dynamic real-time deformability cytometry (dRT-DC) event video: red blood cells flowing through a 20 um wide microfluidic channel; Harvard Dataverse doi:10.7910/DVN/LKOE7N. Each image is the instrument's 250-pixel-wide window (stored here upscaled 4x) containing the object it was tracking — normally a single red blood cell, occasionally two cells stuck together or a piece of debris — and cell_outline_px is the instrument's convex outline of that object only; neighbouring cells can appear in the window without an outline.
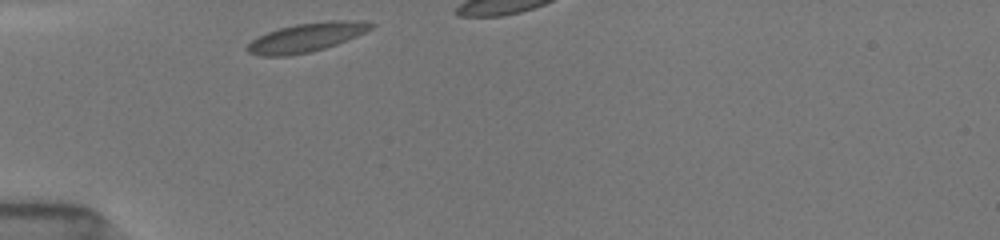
{"species": "common noctule bat (a hibernating species)", "species_latin": "Nyctalus noctula", "temperature_condition": "room temperature", "stored_images_in_passage": 9, "camera_frame_rate_fps": 3000, "um_per_image_px": 0.085, "animal": {"sex": "female", "body_mass_g": 19.5, "forearm_length_mm": 54.1}, "frame": {"image": 1, "passage_image": 1, "time_ms": 0.0, "image_size_px": [1000, 240], "cell_outline_px": [[376, 24], [372, 28], [356, 36], [336, 44], [312, 52], [288, 56], [260, 56], [248, 52], [244, 48], [252, 40], [268, 32], [280, 28], [296, 24], [328, 20], [360, 20]], "centroid_in_image_um": [26.04, 3.18], "position_along_channel_um": 59.0, "area_um2": 20.81}}
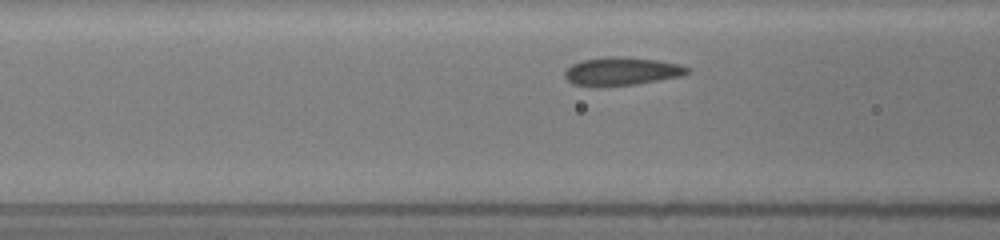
{"frame": {"image": 2, "passage_image": 6, "time_ms": 1.667, "image_size_px": [1000, 240], "cell_outline_px": [[692, 72], [680, 76], [636, 84], [572, 84], [564, 76], [564, 72], [572, 64], [584, 60], [608, 56], [616, 56], [660, 60], [680, 64], [692, 68]], "centroid_in_image_um": [52.94, 6.02], "position_along_channel_um": 113.7, "area_um2": 19.59}}